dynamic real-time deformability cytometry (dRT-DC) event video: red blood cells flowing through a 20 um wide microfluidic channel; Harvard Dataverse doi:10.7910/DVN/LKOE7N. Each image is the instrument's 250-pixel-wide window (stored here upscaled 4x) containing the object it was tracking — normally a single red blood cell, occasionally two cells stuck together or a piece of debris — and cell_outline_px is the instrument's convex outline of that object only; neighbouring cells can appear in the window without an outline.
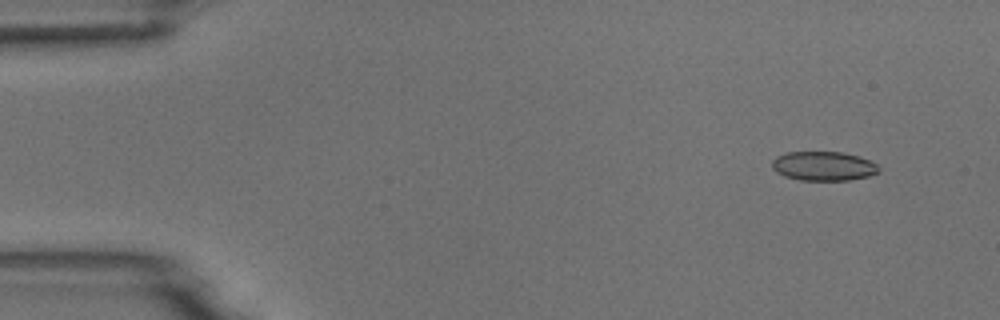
{"species": "common noctule bat (a hibernating species)", "species_latin": "Nyctalus noctula", "temperature_condition": "room temperature", "stored_images_in_passage": 54, "camera_frame_rate_fps": 3000, "um_per_image_px": 0.085, "animal": {"sex": "male", "body_mass_g": 18.8}, "frame": {"image": 1, "passage_image": 5, "time_ms": 1.333, "image_size_px": [1000, 320], "cell_outline_px": [[880, 172], [868, 176], [848, 180], [800, 180], [784, 176], [776, 172], [772, 168], [772, 160], [776, 156], [788, 152], [844, 152], [860, 156], [876, 164], [880, 168]], "centroid_in_image_um": [69.99, 14.11], "position_along_channel_um": 15.0, "area_um2": 18.26}}
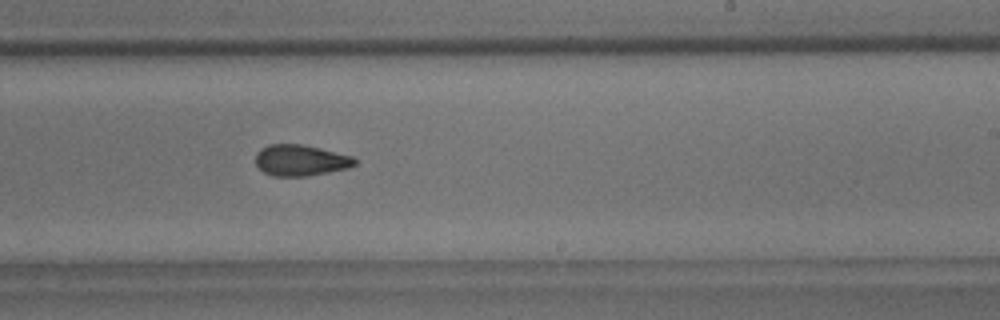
{"frame": {"image": 2, "passage_image": 33, "time_ms": 10.667, "image_size_px": [1000, 320], "cell_outline_px": [[356, 164], [348, 168], [308, 176], [272, 176], [264, 172], [256, 164], [256, 152], [260, 148], [268, 144], [300, 144], [320, 148], [352, 156], [356, 160]], "centroid_in_image_um": [25.53, 13.62], "position_along_channel_um": 263.5, "area_um2": 17.98}}
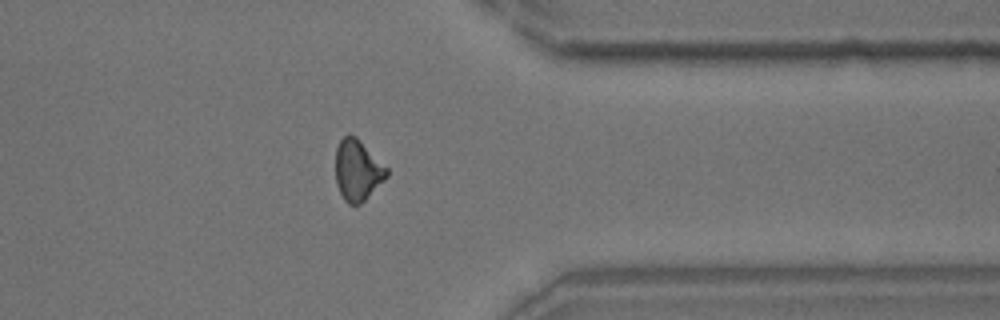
{"frame": {"image": 3, "passage_image": 43, "time_ms": 14.0, "image_size_px": [1000, 320], "cell_outline_px": [[388, 176], [360, 204], [348, 204], [344, 200], [336, 184], [336, 148], [340, 140], [348, 132], [356, 136], [388, 168]], "centroid_in_image_um": [30.38, 14.44], "position_along_channel_um": 381.0, "area_um2": 18.15}, "authors_computed_cell_mechanics": {"area_um2": 18.3804, "velocity_mm_per_s": 3.7824, "shape_relaxation_time_tau1_ms": 5.3047, "shape_relaxation_time_tau2_ms": 2.7928, "deformation_change_tau1": 0.1129, "deformation_change_tau2": 0.0986}}